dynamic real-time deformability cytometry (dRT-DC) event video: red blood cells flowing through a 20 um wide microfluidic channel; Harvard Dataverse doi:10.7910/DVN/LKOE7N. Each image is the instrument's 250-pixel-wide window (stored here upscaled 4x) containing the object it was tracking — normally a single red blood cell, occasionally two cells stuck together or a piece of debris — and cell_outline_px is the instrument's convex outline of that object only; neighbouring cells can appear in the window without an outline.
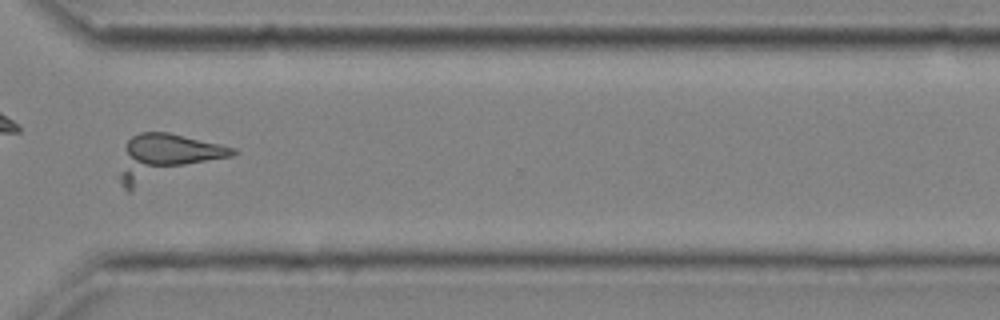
{"species": "common noctule bat (a hibernating species)", "species_latin": "Nyctalus noctula", "temperature_condition": "cold", "stored_images_in_passage": 34, "camera_frame_rate_fps": 3000, "um_per_image_px": 0.085, "animal": {"sex": "male", "body_mass_g": 20.4}, "frame": {"image": 1, "passage_image": 26, "time_ms": 8.333, "image_size_px": [1000, 320], "cell_outline_px": [[240, 152], [232, 156], [128, 192], [120, 184], [120, 176], [128, 140], [132, 136], [140, 132], [168, 132], [220, 144], [236, 148]], "centroid_in_image_um": [14.15, 13.38], "position_along_channel_um": 356.5, "area_um2": 29.88}}